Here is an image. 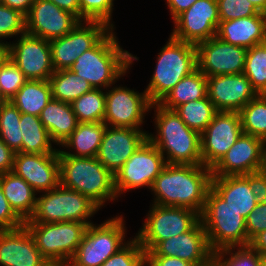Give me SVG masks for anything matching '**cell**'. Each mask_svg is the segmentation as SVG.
<instances>
[{
  "mask_svg": "<svg viewBox=\"0 0 266 266\" xmlns=\"http://www.w3.org/2000/svg\"><path fill=\"white\" fill-rule=\"evenodd\" d=\"M211 168L202 165L166 164L150 190L155 194L153 204L184 207L200 215L211 188Z\"/></svg>",
  "mask_w": 266,
  "mask_h": 266,
  "instance_id": "obj_1",
  "label": "cell"
},
{
  "mask_svg": "<svg viewBox=\"0 0 266 266\" xmlns=\"http://www.w3.org/2000/svg\"><path fill=\"white\" fill-rule=\"evenodd\" d=\"M113 31L111 29L93 48L81 54L69 68L95 89L112 87L127 70L129 72L133 61L139 60L121 48Z\"/></svg>",
  "mask_w": 266,
  "mask_h": 266,
  "instance_id": "obj_2",
  "label": "cell"
},
{
  "mask_svg": "<svg viewBox=\"0 0 266 266\" xmlns=\"http://www.w3.org/2000/svg\"><path fill=\"white\" fill-rule=\"evenodd\" d=\"M156 135L147 138L163 154L167 164L202 165L200 134L190 129L174 110L152 103ZM166 153V154H165Z\"/></svg>",
  "mask_w": 266,
  "mask_h": 266,
  "instance_id": "obj_3",
  "label": "cell"
},
{
  "mask_svg": "<svg viewBox=\"0 0 266 266\" xmlns=\"http://www.w3.org/2000/svg\"><path fill=\"white\" fill-rule=\"evenodd\" d=\"M60 185L88 197L100 209L105 202L115 201L114 174L96 157H73L58 149Z\"/></svg>",
  "mask_w": 266,
  "mask_h": 266,
  "instance_id": "obj_4",
  "label": "cell"
},
{
  "mask_svg": "<svg viewBox=\"0 0 266 266\" xmlns=\"http://www.w3.org/2000/svg\"><path fill=\"white\" fill-rule=\"evenodd\" d=\"M157 56L155 71L145 89L151 103H159L183 77L197 69L196 45L171 36Z\"/></svg>",
  "mask_w": 266,
  "mask_h": 266,
  "instance_id": "obj_5",
  "label": "cell"
},
{
  "mask_svg": "<svg viewBox=\"0 0 266 266\" xmlns=\"http://www.w3.org/2000/svg\"><path fill=\"white\" fill-rule=\"evenodd\" d=\"M200 220L213 252L228 247L247 246L246 219L212 188L208 191Z\"/></svg>",
  "mask_w": 266,
  "mask_h": 266,
  "instance_id": "obj_6",
  "label": "cell"
},
{
  "mask_svg": "<svg viewBox=\"0 0 266 266\" xmlns=\"http://www.w3.org/2000/svg\"><path fill=\"white\" fill-rule=\"evenodd\" d=\"M41 194L36 199L33 215L25 222L57 223L75 221L90 225L93 223L90 217H93L100 210L88 197L60 184L55 189Z\"/></svg>",
  "mask_w": 266,
  "mask_h": 266,
  "instance_id": "obj_7",
  "label": "cell"
},
{
  "mask_svg": "<svg viewBox=\"0 0 266 266\" xmlns=\"http://www.w3.org/2000/svg\"><path fill=\"white\" fill-rule=\"evenodd\" d=\"M124 222L122 215H117L100 225H88L69 263L72 266H101L128 243V240L123 242L127 230Z\"/></svg>",
  "mask_w": 266,
  "mask_h": 266,
  "instance_id": "obj_8",
  "label": "cell"
},
{
  "mask_svg": "<svg viewBox=\"0 0 266 266\" xmlns=\"http://www.w3.org/2000/svg\"><path fill=\"white\" fill-rule=\"evenodd\" d=\"M24 224L50 265H64L71 260L88 226L86 223L75 221Z\"/></svg>",
  "mask_w": 266,
  "mask_h": 266,
  "instance_id": "obj_9",
  "label": "cell"
},
{
  "mask_svg": "<svg viewBox=\"0 0 266 266\" xmlns=\"http://www.w3.org/2000/svg\"><path fill=\"white\" fill-rule=\"evenodd\" d=\"M146 216L135 235L145 251H151L160 241L191 230L200 221V214L194 210L156 204H152Z\"/></svg>",
  "mask_w": 266,
  "mask_h": 266,
  "instance_id": "obj_10",
  "label": "cell"
},
{
  "mask_svg": "<svg viewBox=\"0 0 266 266\" xmlns=\"http://www.w3.org/2000/svg\"><path fill=\"white\" fill-rule=\"evenodd\" d=\"M166 164L163 154L147 138L114 174L118 197L128 190L142 187L151 189Z\"/></svg>",
  "mask_w": 266,
  "mask_h": 266,
  "instance_id": "obj_11",
  "label": "cell"
},
{
  "mask_svg": "<svg viewBox=\"0 0 266 266\" xmlns=\"http://www.w3.org/2000/svg\"><path fill=\"white\" fill-rule=\"evenodd\" d=\"M111 29L101 21H79L68 34L49 41L54 70L69 69L81 54L93 48Z\"/></svg>",
  "mask_w": 266,
  "mask_h": 266,
  "instance_id": "obj_12",
  "label": "cell"
},
{
  "mask_svg": "<svg viewBox=\"0 0 266 266\" xmlns=\"http://www.w3.org/2000/svg\"><path fill=\"white\" fill-rule=\"evenodd\" d=\"M106 104L103 122L107 126L142 129L151 102L147 93H139L121 85L105 92Z\"/></svg>",
  "mask_w": 266,
  "mask_h": 266,
  "instance_id": "obj_13",
  "label": "cell"
},
{
  "mask_svg": "<svg viewBox=\"0 0 266 266\" xmlns=\"http://www.w3.org/2000/svg\"><path fill=\"white\" fill-rule=\"evenodd\" d=\"M219 22L217 0H197L173 20L170 36L197 45L216 36Z\"/></svg>",
  "mask_w": 266,
  "mask_h": 266,
  "instance_id": "obj_14",
  "label": "cell"
},
{
  "mask_svg": "<svg viewBox=\"0 0 266 266\" xmlns=\"http://www.w3.org/2000/svg\"><path fill=\"white\" fill-rule=\"evenodd\" d=\"M242 133L239 112L218 111L200 134L202 164L212 169Z\"/></svg>",
  "mask_w": 266,
  "mask_h": 266,
  "instance_id": "obj_15",
  "label": "cell"
},
{
  "mask_svg": "<svg viewBox=\"0 0 266 266\" xmlns=\"http://www.w3.org/2000/svg\"><path fill=\"white\" fill-rule=\"evenodd\" d=\"M197 69L206 77L241 74L244 71L247 48L224 42L218 37L198 43Z\"/></svg>",
  "mask_w": 266,
  "mask_h": 266,
  "instance_id": "obj_16",
  "label": "cell"
},
{
  "mask_svg": "<svg viewBox=\"0 0 266 266\" xmlns=\"http://www.w3.org/2000/svg\"><path fill=\"white\" fill-rule=\"evenodd\" d=\"M19 37L15 43H8L9 58L28 80H49L55 72L49 41L27 33Z\"/></svg>",
  "mask_w": 266,
  "mask_h": 266,
  "instance_id": "obj_17",
  "label": "cell"
},
{
  "mask_svg": "<svg viewBox=\"0 0 266 266\" xmlns=\"http://www.w3.org/2000/svg\"><path fill=\"white\" fill-rule=\"evenodd\" d=\"M79 21L49 0H34L26 15V33L51 41L68 34Z\"/></svg>",
  "mask_w": 266,
  "mask_h": 266,
  "instance_id": "obj_18",
  "label": "cell"
},
{
  "mask_svg": "<svg viewBox=\"0 0 266 266\" xmlns=\"http://www.w3.org/2000/svg\"><path fill=\"white\" fill-rule=\"evenodd\" d=\"M212 252L200 220L191 230L160 241L151 251H146V256L176 257L195 266H206L211 262Z\"/></svg>",
  "mask_w": 266,
  "mask_h": 266,
  "instance_id": "obj_19",
  "label": "cell"
},
{
  "mask_svg": "<svg viewBox=\"0 0 266 266\" xmlns=\"http://www.w3.org/2000/svg\"><path fill=\"white\" fill-rule=\"evenodd\" d=\"M38 194L55 189L60 184L59 155L16 152L12 170Z\"/></svg>",
  "mask_w": 266,
  "mask_h": 266,
  "instance_id": "obj_20",
  "label": "cell"
},
{
  "mask_svg": "<svg viewBox=\"0 0 266 266\" xmlns=\"http://www.w3.org/2000/svg\"><path fill=\"white\" fill-rule=\"evenodd\" d=\"M256 95L243 73L207 77V97L217 111L239 112Z\"/></svg>",
  "mask_w": 266,
  "mask_h": 266,
  "instance_id": "obj_21",
  "label": "cell"
},
{
  "mask_svg": "<svg viewBox=\"0 0 266 266\" xmlns=\"http://www.w3.org/2000/svg\"><path fill=\"white\" fill-rule=\"evenodd\" d=\"M143 129L106 126L96 158L115 174L147 139Z\"/></svg>",
  "mask_w": 266,
  "mask_h": 266,
  "instance_id": "obj_22",
  "label": "cell"
},
{
  "mask_svg": "<svg viewBox=\"0 0 266 266\" xmlns=\"http://www.w3.org/2000/svg\"><path fill=\"white\" fill-rule=\"evenodd\" d=\"M0 265L50 266L25 224L16 229L0 230Z\"/></svg>",
  "mask_w": 266,
  "mask_h": 266,
  "instance_id": "obj_23",
  "label": "cell"
},
{
  "mask_svg": "<svg viewBox=\"0 0 266 266\" xmlns=\"http://www.w3.org/2000/svg\"><path fill=\"white\" fill-rule=\"evenodd\" d=\"M263 140L242 133L211 169L212 176L245 175L259 172Z\"/></svg>",
  "mask_w": 266,
  "mask_h": 266,
  "instance_id": "obj_24",
  "label": "cell"
},
{
  "mask_svg": "<svg viewBox=\"0 0 266 266\" xmlns=\"http://www.w3.org/2000/svg\"><path fill=\"white\" fill-rule=\"evenodd\" d=\"M216 37L226 43L247 49L264 43L266 42V14L259 13L254 16L220 21Z\"/></svg>",
  "mask_w": 266,
  "mask_h": 266,
  "instance_id": "obj_25",
  "label": "cell"
},
{
  "mask_svg": "<svg viewBox=\"0 0 266 266\" xmlns=\"http://www.w3.org/2000/svg\"><path fill=\"white\" fill-rule=\"evenodd\" d=\"M211 188L244 219L257 205L249 184V174L212 176Z\"/></svg>",
  "mask_w": 266,
  "mask_h": 266,
  "instance_id": "obj_26",
  "label": "cell"
},
{
  "mask_svg": "<svg viewBox=\"0 0 266 266\" xmlns=\"http://www.w3.org/2000/svg\"><path fill=\"white\" fill-rule=\"evenodd\" d=\"M39 118L47 129L51 140L56 143L55 145L59 146L62 145L79 124L71 103L56 99L50 100L41 111Z\"/></svg>",
  "mask_w": 266,
  "mask_h": 266,
  "instance_id": "obj_27",
  "label": "cell"
},
{
  "mask_svg": "<svg viewBox=\"0 0 266 266\" xmlns=\"http://www.w3.org/2000/svg\"><path fill=\"white\" fill-rule=\"evenodd\" d=\"M0 186L13 211L25 222L33 215L37 193L13 171L0 174Z\"/></svg>",
  "mask_w": 266,
  "mask_h": 266,
  "instance_id": "obj_28",
  "label": "cell"
},
{
  "mask_svg": "<svg viewBox=\"0 0 266 266\" xmlns=\"http://www.w3.org/2000/svg\"><path fill=\"white\" fill-rule=\"evenodd\" d=\"M106 126L104 122H79L60 146L68 148L71 152L63 149L62 152L73 157H96Z\"/></svg>",
  "mask_w": 266,
  "mask_h": 266,
  "instance_id": "obj_29",
  "label": "cell"
},
{
  "mask_svg": "<svg viewBox=\"0 0 266 266\" xmlns=\"http://www.w3.org/2000/svg\"><path fill=\"white\" fill-rule=\"evenodd\" d=\"M207 96V77L198 69L183 77L172 90L158 103L163 108L174 110L176 107Z\"/></svg>",
  "mask_w": 266,
  "mask_h": 266,
  "instance_id": "obj_30",
  "label": "cell"
},
{
  "mask_svg": "<svg viewBox=\"0 0 266 266\" xmlns=\"http://www.w3.org/2000/svg\"><path fill=\"white\" fill-rule=\"evenodd\" d=\"M51 99L49 80H27L10 101L21 113L39 117Z\"/></svg>",
  "mask_w": 266,
  "mask_h": 266,
  "instance_id": "obj_31",
  "label": "cell"
},
{
  "mask_svg": "<svg viewBox=\"0 0 266 266\" xmlns=\"http://www.w3.org/2000/svg\"><path fill=\"white\" fill-rule=\"evenodd\" d=\"M19 127L22 135V153L44 154L55 153L58 149L40 118L31 114L21 113Z\"/></svg>",
  "mask_w": 266,
  "mask_h": 266,
  "instance_id": "obj_32",
  "label": "cell"
},
{
  "mask_svg": "<svg viewBox=\"0 0 266 266\" xmlns=\"http://www.w3.org/2000/svg\"><path fill=\"white\" fill-rule=\"evenodd\" d=\"M52 99L72 103L93 87L87 80L76 75L69 69L55 71L49 78Z\"/></svg>",
  "mask_w": 266,
  "mask_h": 266,
  "instance_id": "obj_33",
  "label": "cell"
},
{
  "mask_svg": "<svg viewBox=\"0 0 266 266\" xmlns=\"http://www.w3.org/2000/svg\"><path fill=\"white\" fill-rule=\"evenodd\" d=\"M174 111L190 129L199 134L206 129L218 112L207 96L180 105Z\"/></svg>",
  "mask_w": 266,
  "mask_h": 266,
  "instance_id": "obj_34",
  "label": "cell"
},
{
  "mask_svg": "<svg viewBox=\"0 0 266 266\" xmlns=\"http://www.w3.org/2000/svg\"><path fill=\"white\" fill-rule=\"evenodd\" d=\"M243 133L266 139V97L257 94L239 111Z\"/></svg>",
  "mask_w": 266,
  "mask_h": 266,
  "instance_id": "obj_35",
  "label": "cell"
},
{
  "mask_svg": "<svg viewBox=\"0 0 266 266\" xmlns=\"http://www.w3.org/2000/svg\"><path fill=\"white\" fill-rule=\"evenodd\" d=\"M21 112L11 101L0 105V138L15 153L22 152Z\"/></svg>",
  "mask_w": 266,
  "mask_h": 266,
  "instance_id": "obj_36",
  "label": "cell"
},
{
  "mask_svg": "<svg viewBox=\"0 0 266 266\" xmlns=\"http://www.w3.org/2000/svg\"><path fill=\"white\" fill-rule=\"evenodd\" d=\"M102 90L93 88L71 103L79 122H103L106 97Z\"/></svg>",
  "mask_w": 266,
  "mask_h": 266,
  "instance_id": "obj_37",
  "label": "cell"
},
{
  "mask_svg": "<svg viewBox=\"0 0 266 266\" xmlns=\"http://www.w3.org/2000/svg\"><path fill=\"white\" fill-rule=\"evenodd\" d=\"M264 260L265 258L257 250L248 245L212 252L210 263L212 266H261Z\"/></svg>",
  "mask_w": 266,
  "mask_h": 266,
  "instance_id": "obj_38",
  "label": "cell"
},
{
  "mask_svg": "<svg viewBox=\"0 0 266 266\" xmlns=\"http://www.w3.org/2000/svg\"><path fill=\"white\" fill-rule=\"evenodd\" d=\"M243 74L257 94L266 88V42L247 50Z\"/></svg>",
  "mask_w": 266,
  "mask_h": 266,
  "instance_id": "obj_39",
  "label": "cell"
},
{
  "mask_svg": "<svg viewBox=\"0 0 266 266\" xmlns=\"http://www.w3.org/2000/svg\"><path fill=\"white\" fill-rule=\"evenodd\" d=\"M28 79L12 59L0 69V93L5 101H10Z\"/></svg>",
  "mask_w": 266,
  "mask_h": 266,
  "instance_id": "obj_40",
  "label": "cell"
},
{
  "mask_svg": "<svg viewBox=\"0 0 266 266\" xmlns=\"http://www.w3.org/2000/svg\"><path fill=\"white\" fill-rule=\"evenodd\" d=\"M26 34V16L16 9H12L0 3V44H7L3 42L4 38L16 37Z\"/></svg>",
  "mask_w": 266,
  "mask_h": 266,
  "instance_id": "obj_41",
  "label": "cell"
},
{
  "mask_svg": "<svg viewBox=\"0 0 266 266\" xmlns=\"http://www.w3.org/2000/svg\"><path fill=\"white\" fill-rule=\"evenodd\" d=\"M101 266H146V251L134 237Z\"/></svg>",
  "mask_w": 266,
  "mask_h": 266,
  "instance_id": "obj_42",
  "label": "cell"
},
{
  "mask_svg": "<svg viewBox=\"0 0 266 266\" xmlns=\"http://www.w3.org/2000/svg\"><path fill=\"white\" fill-rule=\"evenodd\" d=\"M114 0H79L80 21H101L110 28H114L111 22Z\"/></svg>",
  "mask_w": 266,
  "mask_h": 266,
  "instance_id": "obj_43",
  "label": "cell"
},
{
  "mask_svg": "<svg viewBox=\"0 0 266 266\" xmlns=\"http://www.w3.org/2000/svg\"><path fill=\"white\" fill-rule=\"evenodd\" d=\"M220 21L244 18L261 13L248 0H217Z\"/></svg>",
  "mask_w": 266,
  "mask_h": 266,
  "instance_id": "obj_44",
  "label": "cell"
},
{
  "mask_svg": "<svg viewBox=\"0 0 266 266\" xmlns=\"http://www.w3.org/2000/svg\"><path fill=\"white\" fill-rule=\"evenodd\" d=\"M247 246L260 232L266 230V202L257 204L246 218Z\"/></svg>",
  "mask_w": 266,
  "mask_h": 266,
  "instance_id": "obj_45",
  "label": "cell"
},
{
  "mask_svg": "<svg viewBox=\"0 0 266 266\" xmlns=\"http://www.w3.org/2000/svg\"><path fill=\"white\" fill-rule=\"evenodd\" d=\"M24 223L11 208L0 186V230L16 229L23 226Z\"/></svg>",
  "mask_w": 266,
  "mask_h": 266,
  "instance_id": "obj_46",
  "label": "cell"
},
{
  "mask_svg": "<svg viewBox=\"0 0 266 266\" xmlns=\"http://www.w3.org/2000/svg\"><path fill=\"white\" fill-rule=\"evenodd\" d=\"M249 184L256 197V203L266 202V176L260 172L251 173L249 174Z\"/></svg>",
  "mask_w": 266,
  "mask_h": 266,
  "instance_id": "obj_47",
  "label": "cell"
},
{
  "mask_svg": "<svg viewBox=\"0 0 266 266\" xmlns=\"http://www.w3.org/2000/svg\"><path fill=\"white\" fill-rule=\"evenodd\" d=\"M146 266H195L193 263L176 257L146 256Z\"/></svg>",
  "mask_w": 266,
  "mask_h": 266,
  "instance_id": "obj_48",
  "label": "cell"
},
{
  "mask_svg": "<svg viewBox=\"0 0 266 266\" xmlns=\"http://www.w3.org/2000/svg\"><path fill=\"white\" fill-rule=\"evenodd\" d=\"M15 152L0 138V174L11 172L14 166Z\"/></svg>",
  "mask_w": 266,
  "mask_h": 266,
  "instance_id": "obj_49",
  "label": "cell"
},
{
  "mask_svg": "<svg viewBox=\"0 0 266 266\" xmlns=\"http://www.w3.org/2000/svg\"><path fill=\"white\" fill-rule=\"evenodd\" d=\"M197 0H166L170 15L174 20L179 14L187 10Z\"/></svg>",
  "mask_w": 266,
  "mask_h": 266,
  "instance_id": "obj_50",
  "label": "cell"
},
{
  "mask_svg": "<svg viewBox=\"0 0 266 266\" xmlns=\"http://www.w3.org/2000/svg\"><path fill=\"white\" fill-rule=\"evenodd\" d=\"M33 2L34 0H0L1 4H4L12 9H16L25 16L30 12Z\"/></svg>",
  "mask_w": 266,
  "mask_h": 266,
  "instance_id": "obj_51",
  "label": "cell"
},
{
  "mask_svg": "<svg viewBox=\"0 0 266 266\" xmlns=\"http://www.w3.org/2000/svg\"><path fill=\"white\" fill-rule=\"evenodd\" d=\"M63 10L69 11L80 20L79 0H49Z\"/></svg>",
  "mask_w": 266,
  "mask_h": 266,
  "instance_id": "obj_52",
  "label": "cell"
},
{
  "mask_svg": "<svg viewBox=\"0 0 266 266\" xmlns=\"http://www.w3.org/2000/svg\"><path fill=\"white\" fill-rule=\"evenodd\" d=\"M249 245L266 259V230L255 236Z\"/></svg>",
  "mask_w": 266,
  "mask_h": 266,
  "instance_id": "obj_53",
  "label": "cell"
},
{
  "mask_svg": "<svg viewBox=\"0 0 266 266\" xmlns=\"http://www.w3.org/2000/svg\"><path fill=\"white\" fill-rule=\"evenodd\" d=\"M9 58V46L0 44V69Z\"/></svg>",
  "mask_w": 266,
  "mask_h": 266,
  "instance_id": "obj_54",
  "label": "cell"
},
{
  "mask_svg": "<svg viewBox=\"0 0 266 266\" xmlns=\"http://www.w3.org/2000/svg\"><path fill=\"white\" fill-rule=\"evenodd\" d=\"M259 172L266 176V139L262 142L261 166Z\"/></svg>",
  "mask_w": 266,
  "mask_h": 266,
  "instance_id": "obj_55",
  "label": "cell"
},
{
  "mask_svg": "<svg viewBox=\"0 0 266 266\" xmlns=\"http://www.w3.org/2000/svg\"><path fill=\"white\" fill-rule=\"evenodd\" d=\"M261 12L266 14V0H248Z\"/></svg>",
  "mask_w": 266,
  "mask_h": 266,
  "instance_id": "obj_56",
  "label": "cell"
},
{
  "mask_svg": "<svg viewBox=\"0 0 266 266\" xmlns=\"http://www.w3.org/2000/svg\"><path fill=\"white\" fill-rule=\"evenodd\" d=\"M260 95L266 97V88L260 93Z\"/></svg>",
  "mask_w": 266,
  "mask_h": 266,
  "instance_id": "obj_57",
  "label": "cell"
},
{
  "mask_svg": "<svg viewBox=\"0 0 266 266\" xmlns=\"http://www.w3.org/2000/svg\"><path fill=\"white\" fill-rule=\"evenodd\" d=\"M3 102H5V100L3 99V97H2V95H1V93H0V105H1Z\"/></svg>",
  "mask_w": 266,
  "mask_h": 266,
  "instance_id": "obj_58",
  "label": "cell"
},
{
  "mask_svg": "<svg viewBox=\"0 0 266 266\" xmlns=\"http://www.w3.org/2000/svg\"><path fill=\"white\" fill-rule=\"evenodd\" d=\"M261 266H266V259L263 261Z\"/></svg>",
  "mask_w": 266,
  "mask_h": 266,
  "instance_id": "obj_59",
  "label": "cell"
},
{
  "mask_svg": "<svg viewBox=\"0 0 266 266\" xmlns=\"http://www.w3.org/2000/svg\"><path fill=\"white\" fill-rule=\"evenodd\" d=\"M63 266H72L69 262L65 263Z\"/></svg>",
  "mask_w": 266,
  "mask_h": 266,
  "instance_id": "obj_60",
  "label": "cell"
}]
</instances>
